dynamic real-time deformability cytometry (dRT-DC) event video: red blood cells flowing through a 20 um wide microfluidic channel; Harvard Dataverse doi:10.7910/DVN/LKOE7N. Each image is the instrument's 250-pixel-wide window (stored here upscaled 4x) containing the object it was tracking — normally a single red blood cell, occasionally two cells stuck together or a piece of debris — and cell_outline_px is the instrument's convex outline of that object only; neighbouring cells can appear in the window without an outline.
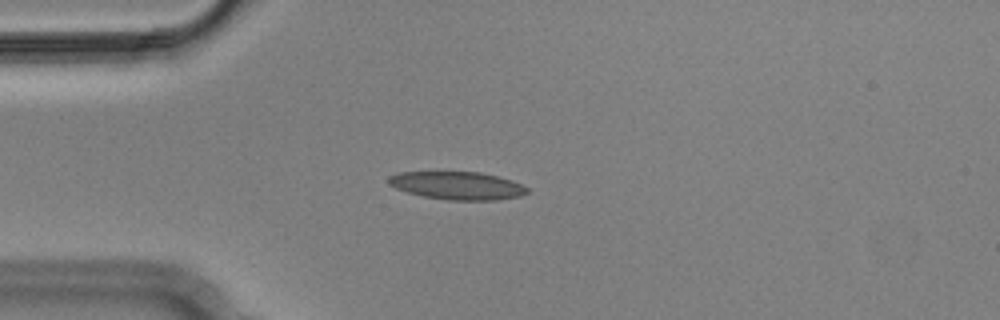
{"species": "Egyptian fruit bat (a non-hibernating species)", "species_latin": "Rousettus aegyptiacus", "temperature_condition": "cold", "stored_images_in_passage": 5, "camera_frame_rate_fps": 3000, "um_per_image_px": 0.085, "animal": {"sex": "male"}, "frame": {"image": 1, "passage_image": 5, "time_ms": 1.333, "image_size_px": [1000, 320], "cell_outline_px": [[528, 192], [520, 196], [496, 200], [448, 200], [424, 196], [408, 192], [396, 188], [388, 184], [388, 176], [396, 172], [480, 172], [512, 180], [528, 188]], "centroid_in_image_um": [38.85, 15.77], "position_along_channel_um": 46.1, "area_um2": 22.48}}